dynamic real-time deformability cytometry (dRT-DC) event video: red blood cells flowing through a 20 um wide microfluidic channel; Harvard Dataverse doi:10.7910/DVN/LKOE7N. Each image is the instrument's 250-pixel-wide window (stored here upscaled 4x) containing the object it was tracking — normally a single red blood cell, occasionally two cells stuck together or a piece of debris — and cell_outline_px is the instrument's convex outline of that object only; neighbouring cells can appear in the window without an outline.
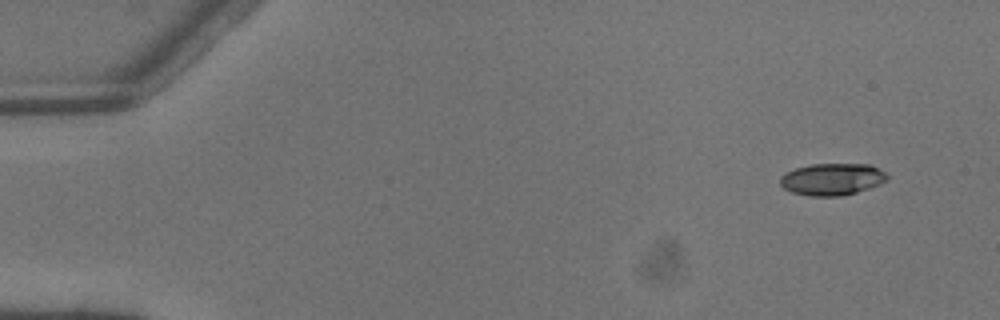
{"species": "common noctule bat (a hibernating species)", "species_latin": "Nyctalus noctula", "temperature_condition": "warm", "stored_images_in_passage": 4, "camera_frame_rate_fps": 3000, "um_per_image_px": 0.085, "animal": {"sex": "male", "body_mass_g": 13.3}, "frame": {"image": 1, "passage_image": 1, "time_ms": 0.0, "image_size_px": [1000, 320], "cell_outline_px": [[888, 180], [880, 184], [856, 192], [840, 196], [808, 196], [792, 192], [784, 188], [780, 184], [780, 176], [784, 172], [796, 168], [812, 164], [868, 164], [884, 172], [888, 176]], "centroid_in_image_um": [70.7, 15.23], "position_along_channel_um": 14.3, "area_um2": 19.88}}
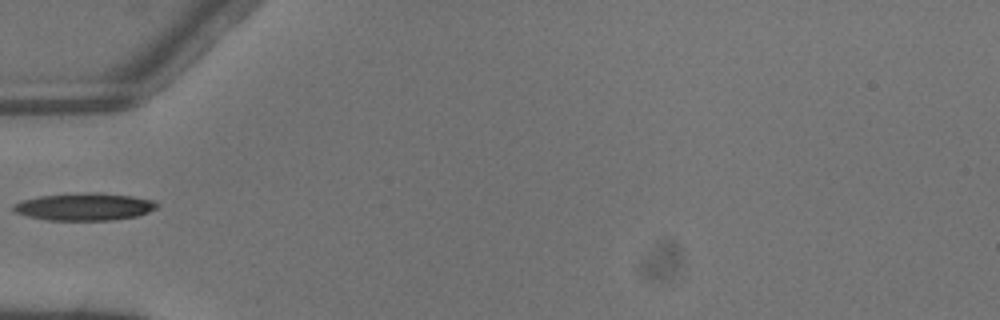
{"frame": {"image": 2, "passage_image": 4, "time_ms": 1.0, "image_size_px": [1000, 320], "cell_outline_px": [[160, 204], [156, 208], [148, 212], [136, 216], [112, 220], [48, 220], [28, 216], [16, 212], [12, 208], [12, 204], [24, 200], [40, 196], [92, 192], [100, 192], [132, 196], [152, 200]], "centroid_in_image_um": [7.2, 17.57], "position_along_channel_um": 77.8, "area_um2": 22.77}}